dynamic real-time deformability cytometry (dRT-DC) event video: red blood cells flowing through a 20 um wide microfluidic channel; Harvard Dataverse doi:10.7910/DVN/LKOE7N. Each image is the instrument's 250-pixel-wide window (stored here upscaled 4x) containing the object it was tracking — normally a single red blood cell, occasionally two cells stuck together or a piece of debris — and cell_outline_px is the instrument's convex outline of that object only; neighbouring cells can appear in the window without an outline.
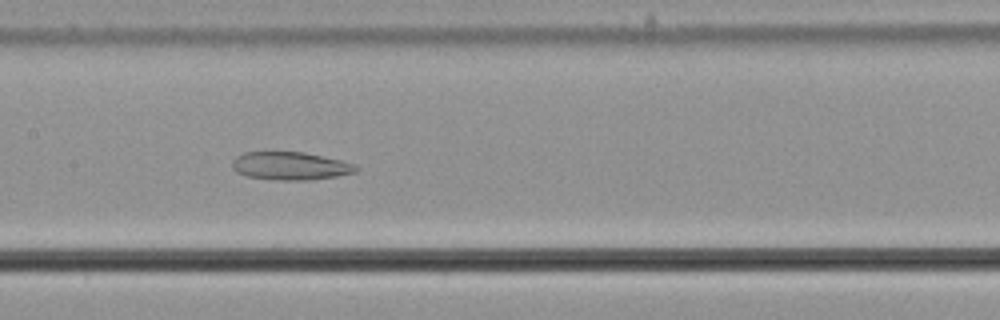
{"species": "common noctule bat (a hibernating species)", "species_latin": "Nyctalus noctula", "temperature_condition": "cold", "stored_images_in_passage": 57, "camera_frame_rate_fps": 3000, "um_per_image_px": 0.085, "animal": {"sex": "male", "body_mass_g": 21.5, "forearm_length_mm": 52.0}, "frame": {"image": 1, "passage_image": 29, "time_ms": 9.333, "image_size_px": [1000, 320], "cell_outline_px": [[360, 168], [356, 172], [336, 176], [312, 180], [272, 180], [248, 176], [236, 172], [232, 168], [232, 160], [236, 156], [244, 152], [264, 148], [304, 152], [340, 160], [352, 164]], "centroid_in_image_um": [24.58, 14.05], "position_along_channel_um": 182.8, "area_um2": 21.1}}
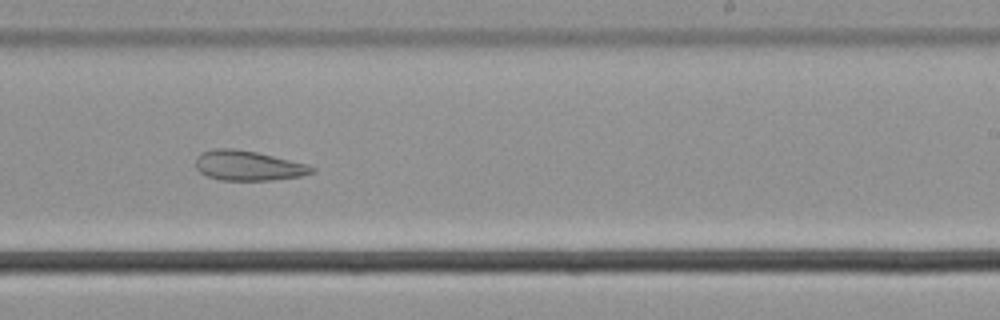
{"frame": {"image": 2, "passage_image": 36, "time_ms": 11.667, "image_size_px": [1000, 320], "cell_outline_px": [[316, 172], [300, 176], [272, 180], [220, 180], [208, 176], [200, 172], [196, 168], [196, 160], [200, 152], [216, 148], [232, 148], [256, 152], [308, 164], [316, 168]], "centroid_in_image_um": [21.11, 14.08], "position_along_channel_um": 267.9, "area_um2": 20.23}}
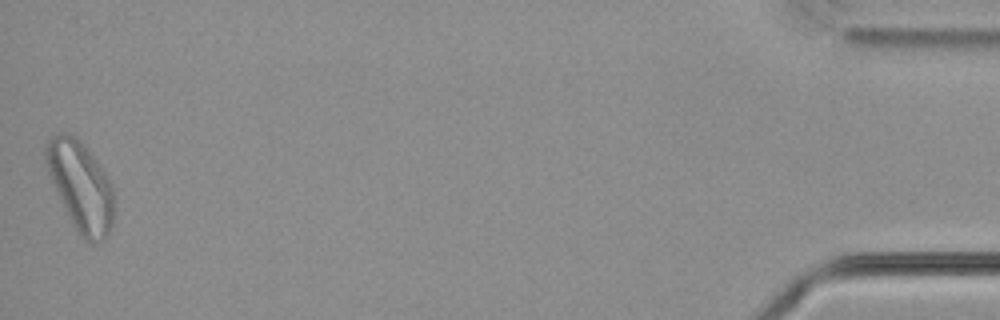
{"frame": {"image": 3, "passage_image": 57, "time_ms": 18.667, "image_size_px": [1000, 320], "cell_outline_px": [[112, 224], [104, 240], [92, 244], [84, 240], [72, 224], [68, 216], [48, 172], [44, 156], [44, 148], [48, 140], [56, 132], [64, 132], [76, 136], [100, 164], [112, 184]], "centroid_in_image_um": [6.83, 15.8], "position_along_channel_um": 428.4, "area_um2": 35.26}}